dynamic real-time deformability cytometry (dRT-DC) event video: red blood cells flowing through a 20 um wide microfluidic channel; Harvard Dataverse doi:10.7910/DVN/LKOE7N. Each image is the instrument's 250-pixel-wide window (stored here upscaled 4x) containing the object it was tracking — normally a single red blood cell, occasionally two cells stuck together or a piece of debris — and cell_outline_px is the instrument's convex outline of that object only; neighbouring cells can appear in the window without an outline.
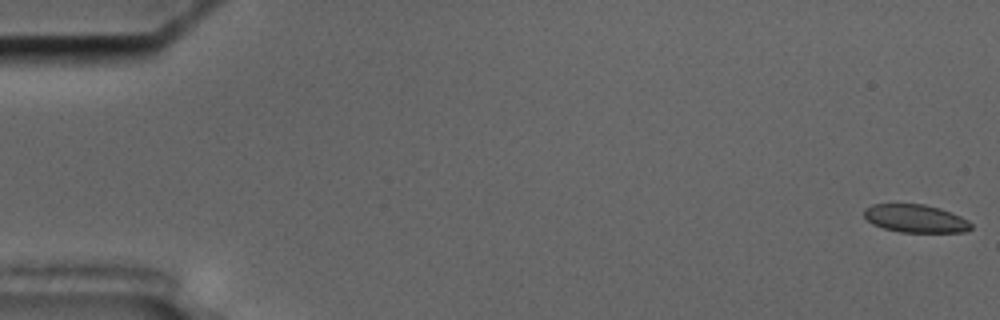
{"species": "common noctule bat (a hibernating species)", "species_latin": "Nyctalus noctula", "temperature_condition": "cold", "stored_images_in_passage": 16, "camera_frame_rate_fps": 3000, "um_per_image_px": 0.085, "animal": {"sex": "male", "body_mass_g": 17.5, "forearm_length_mm": 52.3}, "frame": {"image": 1, "passage_image": 1, "time_ms": 0.0, "image_size_px": [1000, 320], "cell_outline_px": [[972, 228], [968, 232], [900, 232], [884, 228], [872, 224], [864, 216], [864, 208], [872, 204], [924, 204], [940, 208], [952, 212], [968, 220], [972, 224]], "centroid_in_image_um": [77.84, 18.57], "position_along_channel_um": 7.2, "area_um2": 17.57}}
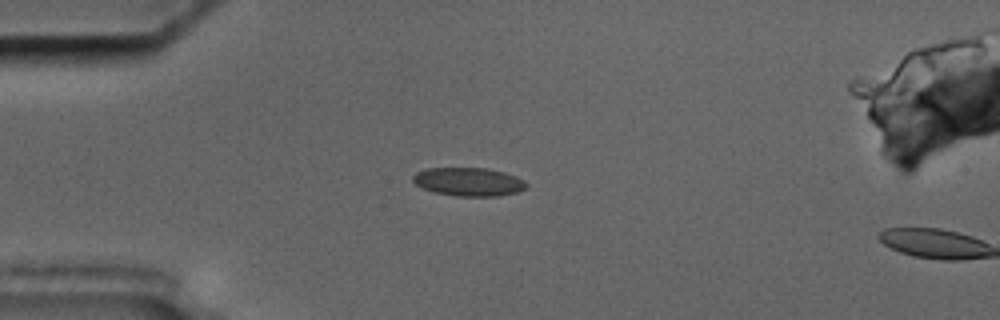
{"frame": {"image": 2, "passage_image": 15, "time_ms": 4.667, "image_size_px": [1000, 320], "cell_outline_px": [[528, 184], [524, 188], [516, 192], [496, 196], [456, 196], [436, 192], [424, 188], [416, 184], [412, 180], [412, 176], [416, 172], [428, 168], [488, 168], [504, 172], [516, 176], [524, 180]], "centroid_in_image_um": [39.83, 15.44], "position_along_channel_um": 45.2, "area_um2": 18.67}}